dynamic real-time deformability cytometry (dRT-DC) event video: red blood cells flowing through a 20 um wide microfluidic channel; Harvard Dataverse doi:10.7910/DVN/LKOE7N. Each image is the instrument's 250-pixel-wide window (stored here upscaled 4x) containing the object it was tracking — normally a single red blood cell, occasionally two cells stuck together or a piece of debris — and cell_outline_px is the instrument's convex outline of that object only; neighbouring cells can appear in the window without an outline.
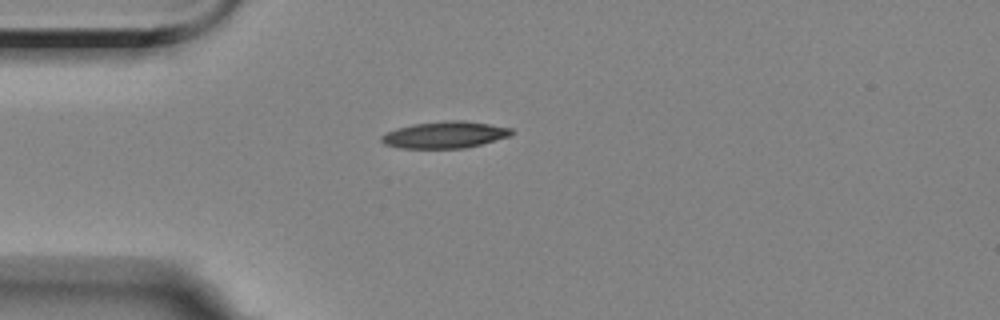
{"species": "Egyptian fruit bat (a non-hibernating species)", "species_latin": "Rousettus aegyptiacus", "temperature_condition": "room temperature", "stored_images_in_passage": 1, "camera_frame_rate_fps": 3000, "um_per_image_px": 0.085, "animal": {"sex": "female"}, "frame": {"image": 1, "passage_image": 1, "time_ms": 0.0, "image_size_px": [1000, 320], "cell_outline_px": [[512, 136], [464, 148], [400, 148], [384, 144], [380, 140], [380, 136], [396, 128], [412, 124], [444, 120], [464, 120], [512, 128]], "centroid_in_image_um": [37.8, 11.45], "position_along_channel_um": 47.2, "area_um2": 20.29}}